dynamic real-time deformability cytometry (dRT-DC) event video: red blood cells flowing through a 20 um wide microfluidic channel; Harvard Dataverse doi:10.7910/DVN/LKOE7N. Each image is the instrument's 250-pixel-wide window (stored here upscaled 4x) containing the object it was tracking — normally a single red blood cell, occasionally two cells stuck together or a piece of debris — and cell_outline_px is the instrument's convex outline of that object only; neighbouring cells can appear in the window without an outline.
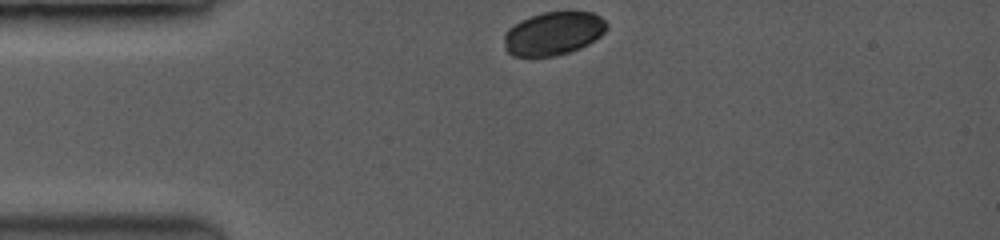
{"species": "common noctule bat (a hibernating species)", "species_latin": "Nyctalus noctula", "temperature_condition": "room temperature", "stored_images_in_passage": 43, "camera_frame_rate_fps": 3500, "um_per_image_px": 0.085, "animal": {"sex": "female", "body_mass_g": 19.0, "forearm_length_mm": 53.3}, "frame": {"image": 1, "passage_image": 1, "time_ms": 0.0, "image_size_px": [1000, 240], "cell_outline_px": [[608, 28], [600, 36], [588, 44], [580, 48], [568, 52], [552, 56], [512, 56], [504, 48], [504, 32], [512, 24], [520, 20], [544, 12], [592, 12], [600, 16], [608, 24]], "centroid_in_image_um": [47.01, 2.84], "position_along_channel_um": 38.0, "area_um2": 25.95}}
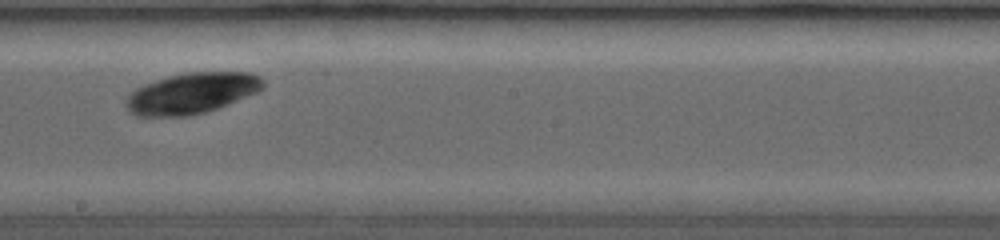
{"frame": {"image": 2, "passage_image": 18, "time_ms": 5.714, "image_size_px": [1000, 240], "cell_outline_px": [[264, 84], [256, 92], [216, 108], [204, 112], [188, 116], [140, 116], [132, 112], [128, 108], [128, 96], [136, 88], [144, 84], [168, 76], [184, 72], [248, 72], [260, 76], [264, 80]], "centroid_in_image_um": [16.31, 7.9], "position_along_channel_um": 231.9, "area_um2": 32.02}}
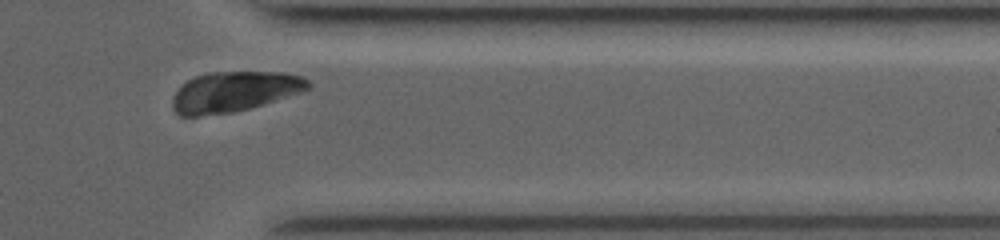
{"frame": {"image": 3, "passage_image": 38, "time_ms": 9.714, "image_size_px": [1000, 240], "cell_outline_px": [[312, 84], [308, 88], [300, 92], [264, 104], [232, 112], [200, 116], [180, 116], [172, 108], [172, 96], [188, 80], [196, 76], [208, 72], [280, 72], [300, 76], [308, 80]], "centroid_in_image_um": [19.89, 7.79], "position_along_channel_um": 391.5, "area_um2": 31.62}}